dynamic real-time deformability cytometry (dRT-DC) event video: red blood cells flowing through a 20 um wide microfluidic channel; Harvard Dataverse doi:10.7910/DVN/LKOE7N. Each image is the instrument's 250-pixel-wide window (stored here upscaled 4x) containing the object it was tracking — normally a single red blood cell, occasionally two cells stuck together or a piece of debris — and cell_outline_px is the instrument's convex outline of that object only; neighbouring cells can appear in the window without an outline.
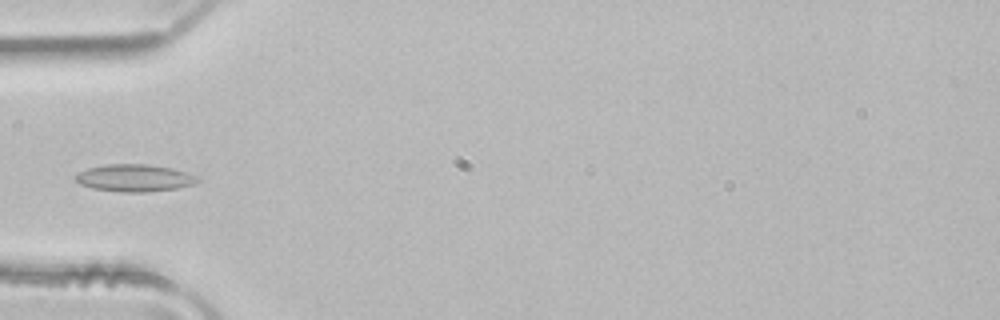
{"species": "common noctule bat (a hibernating species)", "species_latin": "Nyctalus noctula", "temperature_condition": "room temperature", "stored_images_in_passage": 5, "camera_frame_rate_fps": 3000, "um_per_image_px": 0.085, "animal": {"sex": "male", "body_mass_g": 21.5, "forearm_length_mm": 52.0}, "frame": {"image": 1, "passage_image": 4, "time_ms": 1.0, "image_size_px": [1000, 320], "cell_outline_px": [[200, 180], [192, 184], [176, 188], [144, 192], [120, 192], [92, 188], [80, 184], [72, 176], [88, 168], [108, 164], [148, 164], [172, 168], [196, 176]], "centroid_in_image_um": [11.39, 15.12], "position_along_channel_um": 73.6, "area_um2": 19.19}}
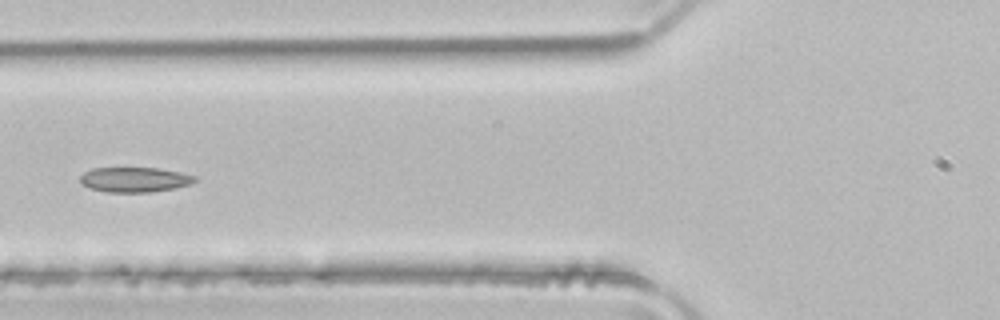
{"frame": {"image": 2, "passage_image": 5, "time_ms": 1.333, "image_size_px": [1000, 320], "cell_outline_px": [[196, 180], [192, 184], [176, 188], [152, 192], [108, 192], [88, 188], [80, 184], [80, 176], [84, 172], [92, 168], [160, 168], [180, 172], [196, 176]], "centroid_in_image_um": [11.44, 15.27], "position_along_channel_um": 114.4, "area_um2": 16.88}}